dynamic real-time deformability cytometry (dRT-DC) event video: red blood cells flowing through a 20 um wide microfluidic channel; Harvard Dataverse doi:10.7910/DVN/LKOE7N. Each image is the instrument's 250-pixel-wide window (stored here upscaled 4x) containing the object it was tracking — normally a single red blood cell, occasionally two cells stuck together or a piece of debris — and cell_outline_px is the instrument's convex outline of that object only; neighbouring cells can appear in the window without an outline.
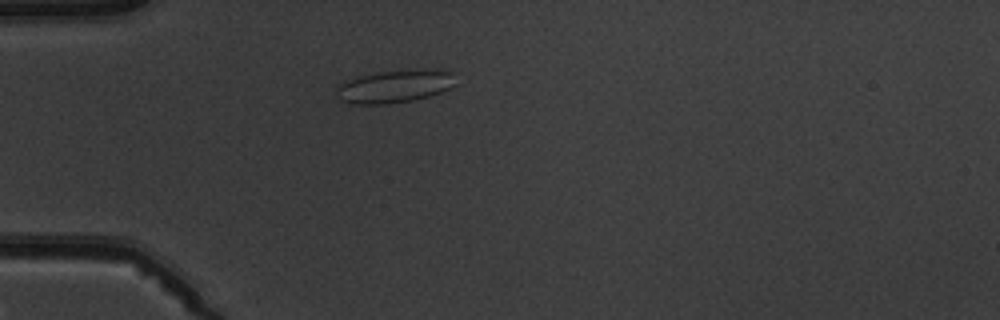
{"species": "common noctule bat (a hibernating species)", "species_latin": "Nyctalus noctula", "temperature_condition": "warm", "stored_images_in_passage": 2, "camera_frame_rate_fps": 3000, "um_per_image_px": 0.085, "animal": {"sex": "male", "body_mass_g": 19.5, "forearm_length_mm": 54.6}, "frame": {"image": 1, "passage_image": 2, "time_ms": 1.0, "image_size_px": [1000, 320], "cell_outline_px": [[456, 84], [452, 88], [428, 96], [412, 100], [388, 104], [352, 104], [340, 100], [336, 92], [336, 84], [344, 80], [360, 76], [380, 72], [408, 68], [432, 68], [456, 72]], "centroid_in_image_um": [33.6, 7.3], "position_along_channel_um": 51.4, "area_um2": 23.58}}